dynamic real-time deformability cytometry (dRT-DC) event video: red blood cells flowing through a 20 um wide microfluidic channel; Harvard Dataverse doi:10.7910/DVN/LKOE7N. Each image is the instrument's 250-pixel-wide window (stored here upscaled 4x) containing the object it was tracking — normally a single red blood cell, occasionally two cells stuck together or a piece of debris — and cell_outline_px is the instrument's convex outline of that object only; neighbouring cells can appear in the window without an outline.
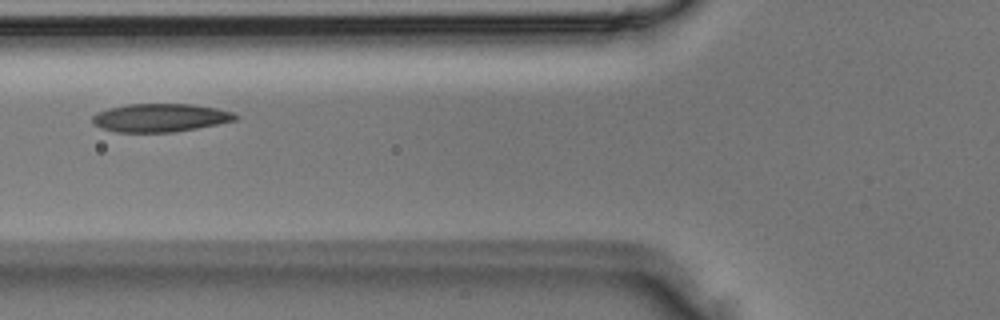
{"species": "Egyptian fruit bat (a non-hibernating species)", "species_latin": "Rousettus aegyptiacus", "temperature_condition": "room temperature", "stored_images_in_passage": 5, "camera_frame_rate_fps": 3000, "um_per_image_px": 0.085, "animal": {"sex": "male"}, "frame": {"image": 1, "passage_image": 5, "time_ms": 1.333, "image_size_px": [1000, 320], "cell_outline_px": [[240, 116], [236, 120], [196, 128], [172, 132], [116, 132], [100, 128], [92, 120], [92, 116], [96, 112], [108, 108], [128, 104], [192, 104], [216, 108], [232, 112]], "centroid_in_image_um": [13.6, 10.0], "position_along_channel_um": 112.2, "area_um2": 23.47}}